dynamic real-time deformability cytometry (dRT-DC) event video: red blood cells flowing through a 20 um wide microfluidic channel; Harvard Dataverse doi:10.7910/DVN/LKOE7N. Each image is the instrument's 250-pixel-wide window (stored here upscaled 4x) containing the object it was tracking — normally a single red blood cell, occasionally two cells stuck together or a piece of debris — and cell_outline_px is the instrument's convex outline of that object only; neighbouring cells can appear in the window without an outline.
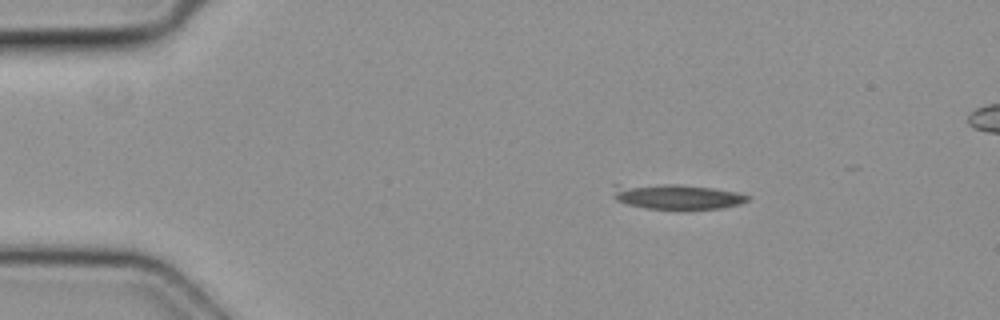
{"species": "common noctule bat (a hibernating species)", "species_latin": "Nyctalus noctula", "temperature_condition": "cold", "stored_images_in_passage": 5, "segment_of_instrument_passage": [1, 2], "camera_frame_rate_fps": 3000, "um_per_image_px": 0.085, "animal": {"sex": "female", "body_mass_g": 19.3, "forearm_length_mm": 54.1}, "frame": {"image": 1, "passage_image": 2, "time_ms": 0.333, "image_size_px": [1000, 320], "cell_outline_px": [[752, 196], [748, 200], [740, 204], [720, 208], [648, 208], [628, 204], [616, 200], [612, 184], [680, 184], [716, 188], [736, 192]], "centroid_in_image_um": [57.53, 16.68], "position_along_channel_um": 27.5, "area_um2": 19.54}}